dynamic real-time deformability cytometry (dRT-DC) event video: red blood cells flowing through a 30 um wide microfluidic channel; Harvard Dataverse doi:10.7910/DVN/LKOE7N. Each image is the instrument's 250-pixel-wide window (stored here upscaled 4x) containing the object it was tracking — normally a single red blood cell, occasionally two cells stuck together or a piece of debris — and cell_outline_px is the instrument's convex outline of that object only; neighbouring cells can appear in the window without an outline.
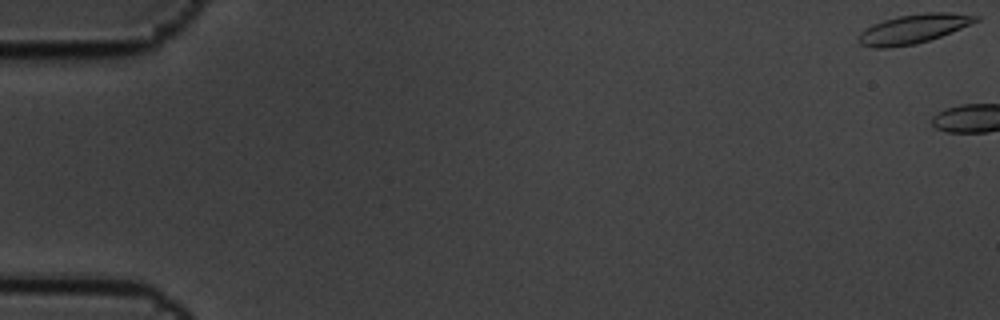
{"species": "common noctule bat (a hibernating species)", "species_latin": "Nyctalus noctula", "temperature_condition": "cold", "stored_images_in_passage": 7, "camera_frame_rate_fps": 3000, "um_per_image_px": 0.085, "animal": {"sex": "male", "body_mass_g": 19.5, "forearm_length_mm": 54.6}, "frame": {"image": 1, "passage_image": 1, "time_ms": 0.0, "image_size_px": [1000, 320], "cell_outline_px": [[980, 20], [972, 24], [940, 36], [916, 44], [888, 48], [876, 48], [860, 44], [856, 40], [856, 36], [860, 32], [872, 24], [884, 20], [900, 16], [924, 12], [952, 12], [980, 16]], "centroid_in_image_um": [77.63, 2.45], "position_along_channel_um": 7.4, "area_um2": 20.06}}